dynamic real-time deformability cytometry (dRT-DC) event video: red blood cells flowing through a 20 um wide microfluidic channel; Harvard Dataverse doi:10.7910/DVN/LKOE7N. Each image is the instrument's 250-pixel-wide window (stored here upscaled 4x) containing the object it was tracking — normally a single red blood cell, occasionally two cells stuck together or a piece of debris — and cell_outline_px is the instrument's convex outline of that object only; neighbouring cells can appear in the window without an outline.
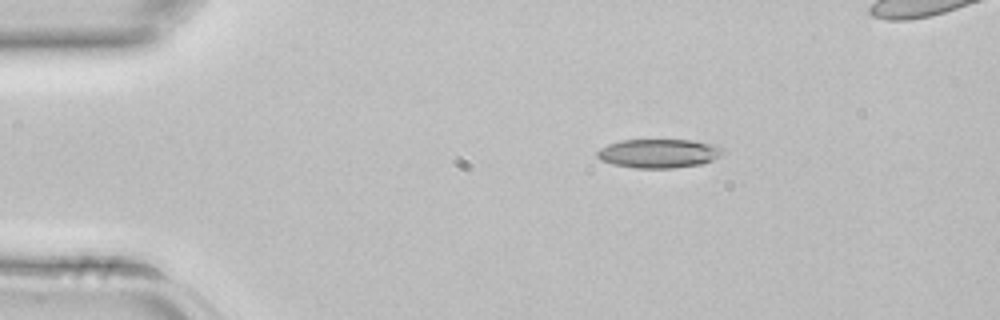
{"species": "common noctule bat (a hibernating species)", "species_latin": "Nyctalus noctula", "temperature_condition": "room temperature", "stored_images_in_passage": 2, "camera_frame_rate_fps": 3000, "um_per_image_px": 0.085, "animal": {"sex": "female", "body_mass_g": 22.7, "forearm_length_mm": 54.2}, "frame": {"image": 1, "passage_image": 1, "time_ms": 0.0, "image_size_px": [1000, 320], "cell_outline_px": [[724, 152], [712, 160], [704, 164], [672, 168], [636, 168], [612, 164], [600, 160], [596, 156], [596, 152], [600, 148], [608, 144], [620, 140], [692, 140], [712, 144], [724, 148]], "centroid_in_image_um": [55.98, 13.04], "position_along_channel_um": 29.0, "area_um2": 21.27}}